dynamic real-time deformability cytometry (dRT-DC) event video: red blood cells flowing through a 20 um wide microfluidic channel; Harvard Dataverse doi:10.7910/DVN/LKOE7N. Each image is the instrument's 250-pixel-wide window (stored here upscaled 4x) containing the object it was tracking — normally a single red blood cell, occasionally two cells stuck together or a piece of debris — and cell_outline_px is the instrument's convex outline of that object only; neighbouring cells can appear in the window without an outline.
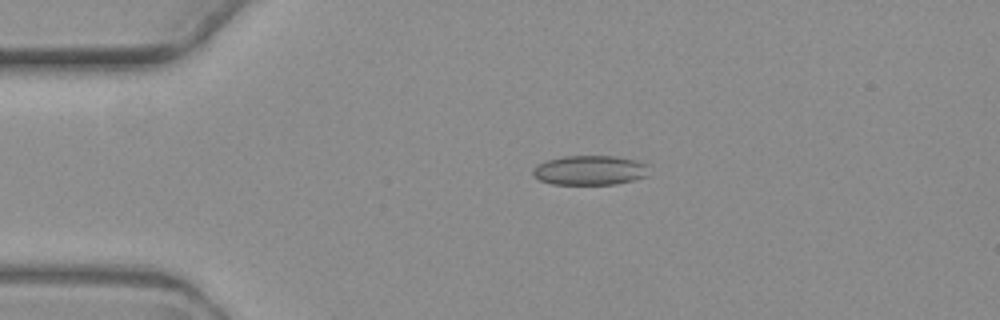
{"species": "common noctule bat (a hibernating species)", "species_latin": "Nyctalus noctula", "temperature_condition": "warm", "stored_images_in_passage": 6, "camera_frame_rate_fps": 3000, "um_per_image_px": 0.085, "animal": {"sex": "female", "body_mass_g": 19.3, "forearm_length_mm": 54.1}, "frame": {"image": 1, "passage_image": 6, "time_ms": 6.667, "image_size_px": [1000, 320], "cell_outline_px": [[648, 176], [616, 184], [552, 184], [540, 180], [532, 176], [532, 168], [536, 164], [548, 160], [564, 156], [616, 156], [636, 160], [648, 164]], "centroid_in_image_um": [50.13, 14.47], "position_along_channel_um": 34.9, "area_um2": 20.17}}